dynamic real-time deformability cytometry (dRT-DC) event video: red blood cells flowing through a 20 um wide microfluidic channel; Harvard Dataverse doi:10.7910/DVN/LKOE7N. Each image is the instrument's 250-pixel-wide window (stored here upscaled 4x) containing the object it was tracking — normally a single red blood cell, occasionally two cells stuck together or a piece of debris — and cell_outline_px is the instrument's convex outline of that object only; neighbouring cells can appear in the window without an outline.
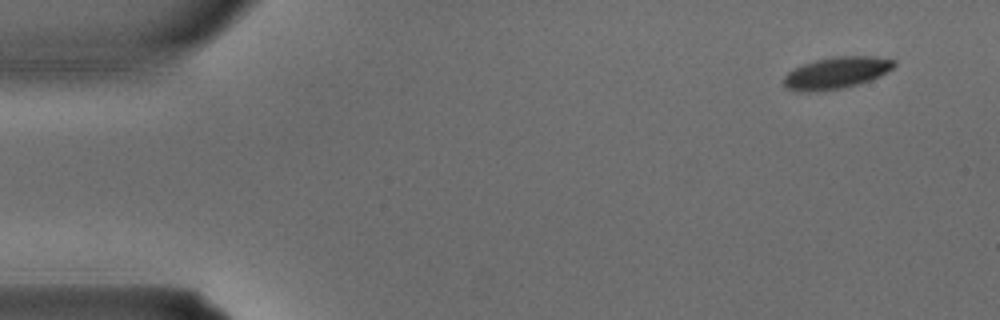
{"species": "common noctule bat (a hibernating species)", "species_latin": "Nyctalus noctula", "temperature_condition": "warm", "stored_images_in_passage": 3, "camera_frame_rate_fps": 3000, "um_per_image_px": 0.085, "animal": {"sex": "male", "body_mass_g": 15.6}, "frame": {"image": 1, "passage_image": 1, "time_ms": 0.0, "image_size_px": [1000, 320], "cell_outline_px": [[896, 64], [892, 68], [880, 76], [856, 84], [840, 88], [804, 92], [796, 92], [788, 88], [784, 84], [784, 76], [788, 72], [804, 64], [816, 60], [832, 56], [876, 56], [896, 60]], "centroid_in_image_um": [71.1, 6.17], "position_along_channel_um": 13.9, "area_um2": 20.11}}
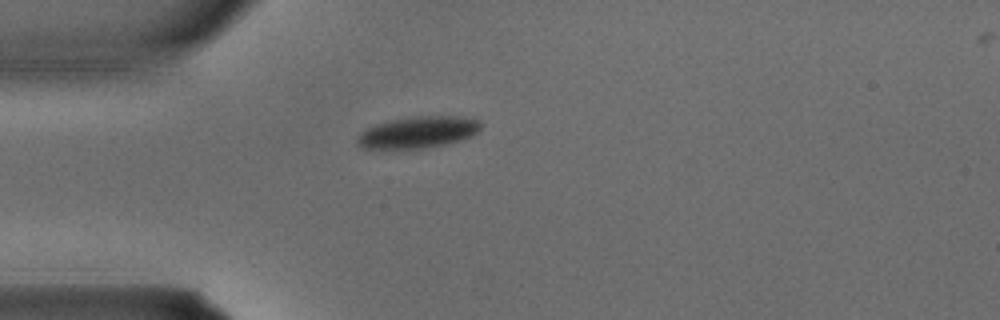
{"frame": {"image": 2, "passage_image": 3, "time_ms": 0.667, "image_size_px": [1000, 320], "cell_outline_px": [[480, 128], [472, 136], [448, 144], [424, 148], [384, 152], [364, 148], [356, 144], [356, 140], [368, 128], [376, 124], [388, 120], [416, 116], [456, 116], [480, 120]], "centroid_in_image_um": [35.47, 11.29], "position_along_channel_um": 49.5, "area_um2": 23.35}}